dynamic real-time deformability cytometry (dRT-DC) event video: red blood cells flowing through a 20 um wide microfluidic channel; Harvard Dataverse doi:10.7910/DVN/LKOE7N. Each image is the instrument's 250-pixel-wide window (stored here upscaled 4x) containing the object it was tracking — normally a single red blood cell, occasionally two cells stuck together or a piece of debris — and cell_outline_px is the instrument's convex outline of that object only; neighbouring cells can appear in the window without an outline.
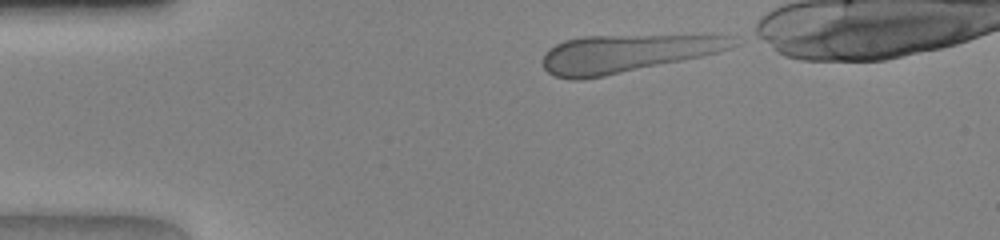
{"species": "human", "species_latin": "Homo sapiens", "temperature_condition": "warm", "stored_images_in_passage": 32, "camera_frame_rate_fps": 3000, "um_per_image_px": 0.085, "donor": {"sex": "female"}, "frame": {"image": 1, "passage_image": 1, "time_ms": 0.0, "image_size_px": [1000, 240], "cell_outline_px": [[736, 44], [732, 48], [720, 52], [604, 76], [580, 80], [572, 80], [556, 76], [548, 72], [540, 64], [544, 52], [548, 48], [564, 40], [580, 36], [732, 36]], "centroid_in_image_um": [53.14, 4.55], "position_along_channel_um": 31.9, "area_um2": 41.38}}
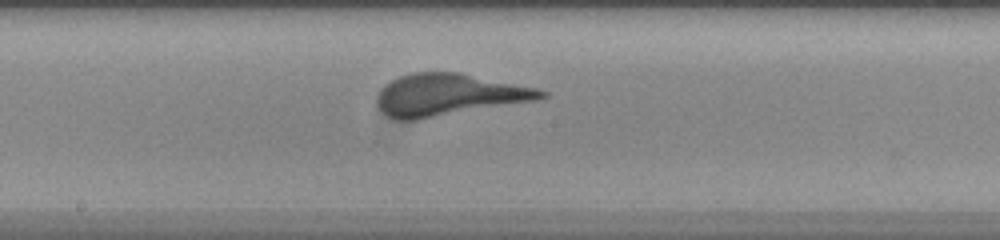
{"frame": {"image": 2, "passage_image": 17, "time_ms": 5.333, "image_size_px": [1000, 240], "cell_outline_px": [[548, 96], [536, 100], [416, 120], [392, 120], [380, 112], [376, 104], [376, 96], [380, 88], [392, 80], [400, 76], [412, 72], [460, 72], [536, 88], [548, 92]], "centroid_in_image_um": [38.07, 8.06], "position_along_channel_um": 210.1, "area_um2": 40.29}}
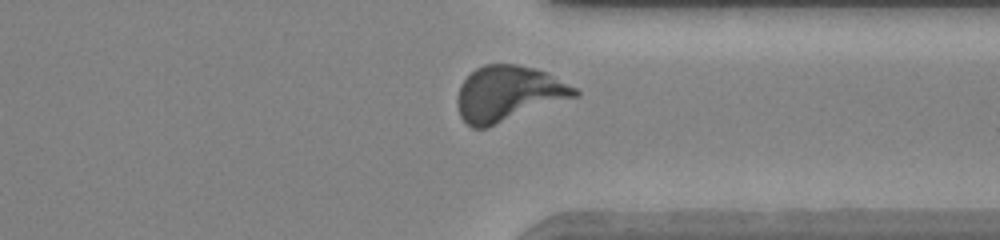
{"frame": {"image": 3, "passage_image": 28, "time_ms": 9.0, "image_size_px": [1000, 240], "cell_outline_px": [[580, 96], [488, 128], [472, 128], [460, 116], [456, 104], [456, 96], [460, 84], [476, 68], [484, 64], [516, 64], [548, 72], [576, 88], [580, 92]], "centroid_in_image_um": [43.22, 7.97], "position_along_channel_um": 368.2, "area_um2": 38.49}}